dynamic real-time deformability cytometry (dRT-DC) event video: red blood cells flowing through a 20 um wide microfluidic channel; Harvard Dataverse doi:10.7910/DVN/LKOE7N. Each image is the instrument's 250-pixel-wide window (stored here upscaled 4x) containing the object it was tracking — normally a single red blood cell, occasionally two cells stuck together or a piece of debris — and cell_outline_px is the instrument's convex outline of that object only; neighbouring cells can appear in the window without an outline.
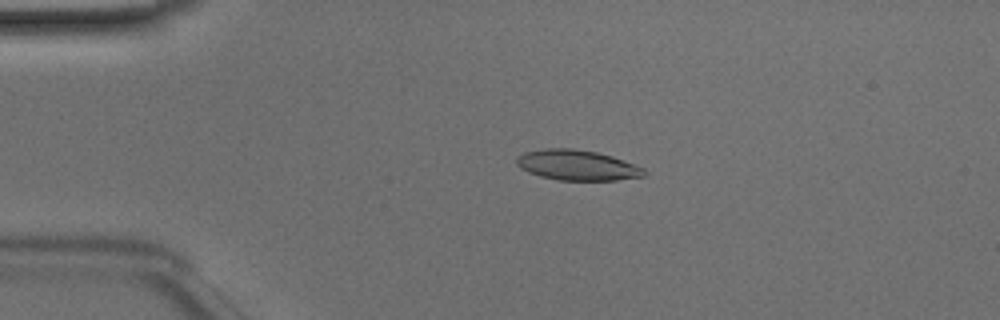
{"species": "Egyptian fruit bat (a non-hibernating species)", "species_latin": "Rousettus aegyptiacus", "temperature_condition": "room temperature", "stored_images_in_passage": 49, "camera_frame_rate_fps": 3000, "um_per_image_px": 0.085, "animal": {"sex": "male"}, "frame": {"image": 1, "passage_image": 11, "time_ms": 3.333, "image_size_px": [1000, 320], "cell_outline_px": [[648, 172], [644, 176], [616, 180], [556, 180], [540, 176], [528, 172], [520, 168], [516, 164], [516, 156], [524, 152], [544, 148], [572, 148], [596, 152], [612, 156], [644, 168]], "centroid_in_image_um": [49.03, 14.04], "position_along_channel_um": 36.0, "area_um2": 22.66}}
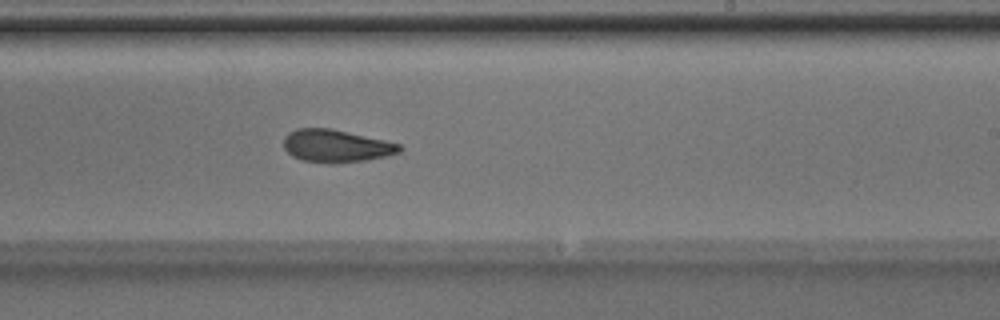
{"frame": {"image": 2, "passage_image": 30, "time_ms": 9.667, "image_size_px": [1000, 320], "cell_outline_px": [[404, 148], [400, 152], [368, 160], [332, 164], [300, 160], [292, 156], [284, 148], [284, 136], [288, 132], [296, 128], [332, 128], [384, 140], [400, 144]], "centroid_in_image_um": [28.55, 12.41], "position_along_channel_um": 260.5, "area_um2": 22.25}}
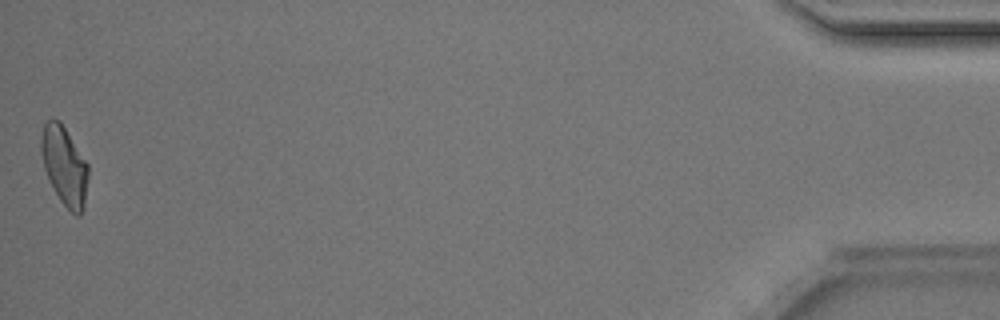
{"frame": {"image": 3, "passage_image": 49, "time_ms": 16.0, "image_size_px": [1000, 320], "cell_outline_px": [[88, 176], [84, 208], [80, 216], [76, 216], [60, 200], [44, 168], [40, 148], [40, 136], [44, 124], [52, 116], [60, 120], [88, 164]], "centroid_in_image_um": [5.47, 14.05], "position_along_channel_um": 429.7, "area_um2": 21.56}, "authors_computed_cell_mechanics": {"area_um2": 22.1952, "velocity_mm_per_s": 4.1599, "shape_relaxation_time_tau1_ms": 5.5962, "shape_relaxation_time_tau2_ms": 3.4547, "deformation_change_tau1": 0.1653, "deformation_change_tau2": 0.105}}